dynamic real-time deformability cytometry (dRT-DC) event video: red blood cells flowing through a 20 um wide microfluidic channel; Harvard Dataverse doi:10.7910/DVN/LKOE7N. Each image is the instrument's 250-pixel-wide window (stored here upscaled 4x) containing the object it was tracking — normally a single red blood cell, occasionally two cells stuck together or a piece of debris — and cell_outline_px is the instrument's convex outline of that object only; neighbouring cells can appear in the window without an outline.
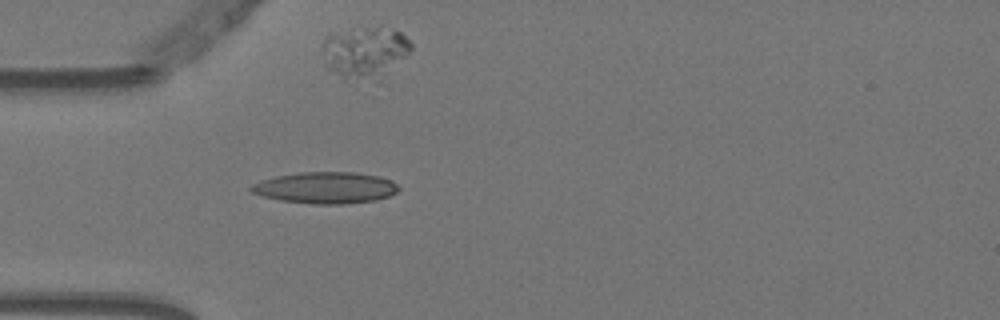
{"species": "Egyptian fruit bat (a non-hibernating species)", "species_latin": "Rousettus aegyptiacus", "temperature_condition": "warm", "stored_images_in_passage": 7, "camera_frame_rate_fps": 3000, "um_per_image_px": 0.085, "animal": {"sex": "female"}, "frame": {"image": 1, "passage_image": 4, "time_ms": 1.0, "image_size_px": [1000, 320], "cell_outline_px": [[400, 188], [396, 192], [388, 196], [376, 200], [344, 204], [312, 204], [280, 200], [264, 196], [252, 192], [248, 188], [252, 184], [260, 180], [276, 176], [300, 172], [356, 172], [380, 176], [392, 180]], "centroid_in_image_um": [27.68, 15.95], "position_along_channel_um": 57.3, "area_um2": 27.17}}
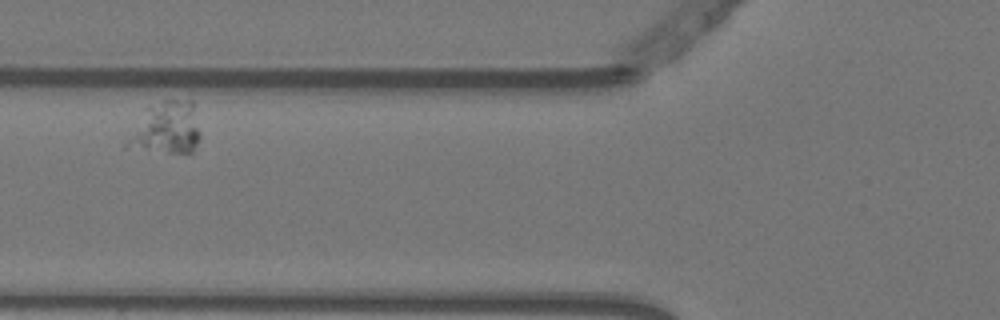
{"frame": {"image": 2, "passage_image": 6, "time_ms": 1.667, "image_size_px": [1000, 320], "cell_outline_px": [[200, 136], [192, 152], [168, 152], [124, 148], [124, 144], [144, 108], [164, 100], [192, 100], [200, 132]], "centroid_in_image_um": [14.1, 10.88], "position_along_channel_um": 111.7, "area_um2": 22.2}}